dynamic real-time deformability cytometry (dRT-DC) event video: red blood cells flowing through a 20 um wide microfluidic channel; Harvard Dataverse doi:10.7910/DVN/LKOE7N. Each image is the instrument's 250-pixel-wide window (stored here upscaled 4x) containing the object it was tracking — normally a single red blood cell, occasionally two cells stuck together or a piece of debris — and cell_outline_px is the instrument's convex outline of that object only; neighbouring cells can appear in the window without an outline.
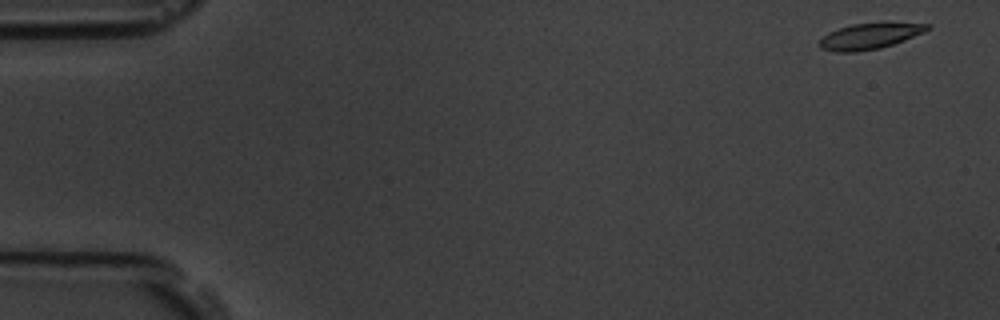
{"species": "common noctule bat (a hibernating species)", "species_latin": "Nyctalus noctula", "temperature_condition": "room temperature", "stored_images_in_passage": 15, "camera_frame_rate_fps": 3000, "um_per_image_px": 0.085, "animal": {"sex": "male", "body_mass_g": 19.5, "forearm_length_mm": 54.6}, "frame": {"image": 1, "passage_image": 1, "time_ms": 0.0, "image_size_px": [1000, 320], "cell_outline_px": [[932, 28], [924, 32], [904, 40], [880, 48], [856, 52], [836, 52], [820, 48], [816, 44], [828, 32], [852, 24], [932, 24]], "centroid_in_image_um": [73.87, 3.1], "position_along_channel_um": 11.1, "area_um2": 15.84}}
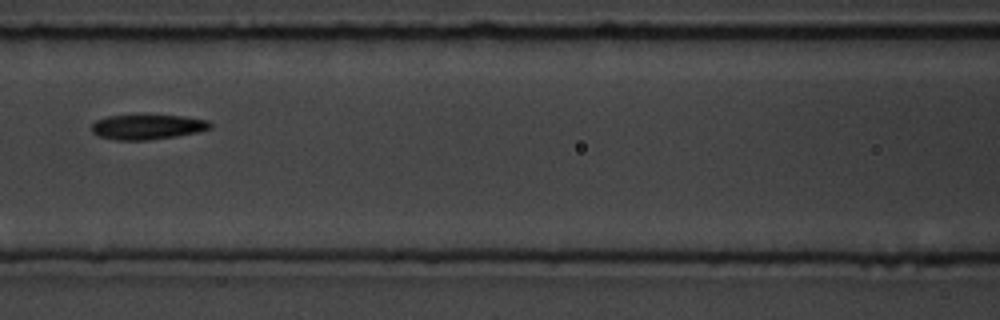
{"frame": {"image": 2, "passage_image": 7, "time_ms": 7.667, "image_size_px": [1000, 320], "cell_outline_px": [[212, 128], [200, 132], [176, 136], [148, 140], [116, 140], [100, 136], [92, 132], [92, 124], [96, 120], [108, 116], [180, 116], [208, 120], [212, 124]], "centroid_in_image_um": [12.56, 10.8], "position_along_channel_um": 154.0, "area_um2": 16.99}}
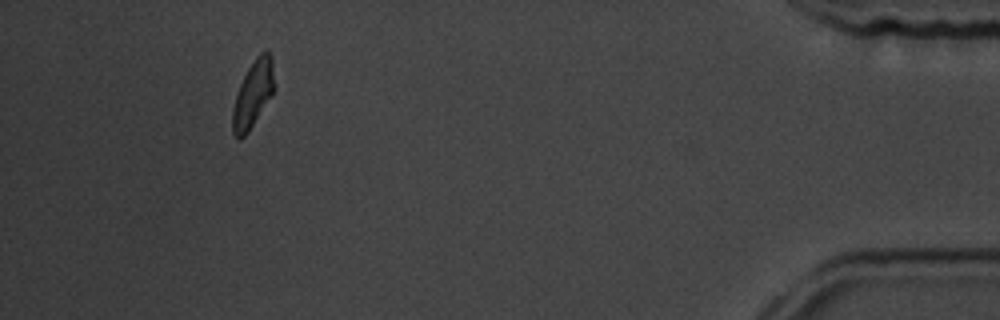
{"frame": {"image": 3, "passage_image": 14, "time_ms": 16.667, "image_size_px": [1000, 320], "cell_outline_px": [[276, 88], [248, 132], [240, 140], [236, 140], [232, 132], [232, 108], [236, 92], [248, 68], [256, 56], [260, 52], [268, 48], [272, 56]], "centroid_in_image_um": [21.51, 7.97], "position_along_channel_um": 413.7, "area_um2": 16.65}, "authors_computed_cell_mechanics": {"area_um2": 16.9932, "velocity_mm_per_s": 3.6039, "shape_relaxation_time_tau1_ms": 2.8259, "shape_relaxation_time_tau2_ms": 5.6154, "deformation_change_tau1": 0.0965, "deformation_change_tau2": 0.0743}}